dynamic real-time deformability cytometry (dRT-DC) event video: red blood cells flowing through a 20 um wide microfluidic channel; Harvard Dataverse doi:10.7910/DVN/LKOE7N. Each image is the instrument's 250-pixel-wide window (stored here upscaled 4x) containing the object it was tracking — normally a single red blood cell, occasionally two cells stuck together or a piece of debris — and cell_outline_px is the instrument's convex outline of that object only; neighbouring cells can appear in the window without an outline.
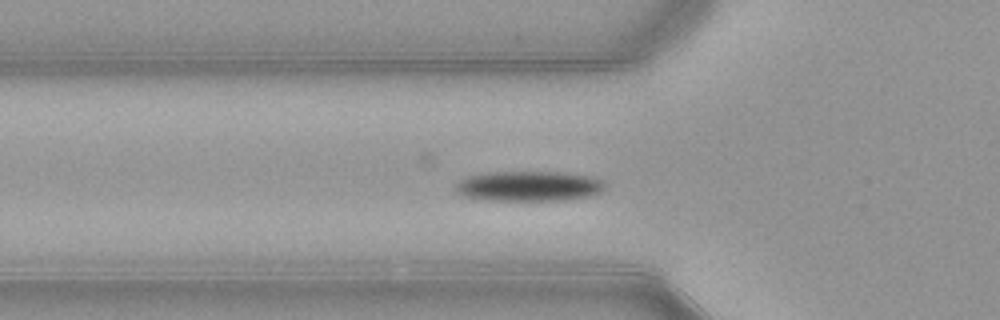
{"species": "common noctule bat (a hibernating species)", "species_latin": "Nyctalus noctula", "temperature_condition": "warm", "stored_images_in_passage": 42, "segment_of_instrument_passage": [1, 2], "camera_frame_rate_fps": 3000, "um_per_image_px": 0.085, "animal": {"sex": "female", "body_mass_g": 21.9}, "frame": {"image": 1, "passage_image": 6, "time_ms": 1.667, "image_size_px": [1000, 320], "cell_outline_px": [[604, 188], [600, 192], [588, 196], [568, 200], [488, 200], [468, 196], [460, 192], [456, 188], [456, 184], [464, 176], [488, 172], [560, 172], [592, 176], [600, 180], [604, 184]], "centroid_in_image_um": [44.97, 15.81], "position_along_channel_um": 80.8, "area_um2": 26.01}}
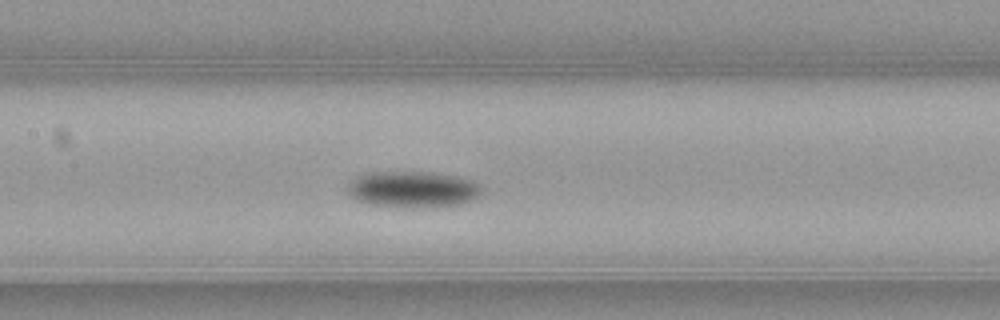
{"frame": {"image": 2, "passage_image": 13, "time_ms": 4.0, "image_size_px": [1000, 320], "cell_outline_px": [[480, 192], [476, 196], [460, 204], [432, 208], [396, 208], [372, 204], [356, 200], [348, 196], [344, 188], [348, 180], [356, 176], [372, 172], [432, 172], [456, 176], [472, 180], [480, 184]], "centroid_in_image_um": [34.97, 16.11], "position_along_channel_um": 172.4, "area_um2": 29.02}}
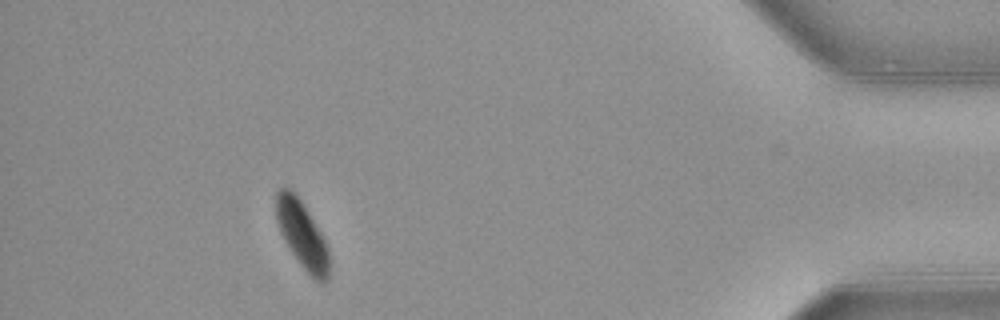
{"frame": {"image": 3, "passage_image": 36, "time_ms": 11.667, "image_size_px": [1000, 320], "cell_outline_px": [[332, 264], [328, 280], [324, 284], [316, 280], [300, 264], [284, 240], [280, 232], [276, 220], [276, 192], [280, 188], [292, 188], [304, 204], [324, 236], [328, 248]], "centroid_in_image_um": [25.73, 19.96], "position_along_channel_um": 409.5, "area_um2": 21.27}}